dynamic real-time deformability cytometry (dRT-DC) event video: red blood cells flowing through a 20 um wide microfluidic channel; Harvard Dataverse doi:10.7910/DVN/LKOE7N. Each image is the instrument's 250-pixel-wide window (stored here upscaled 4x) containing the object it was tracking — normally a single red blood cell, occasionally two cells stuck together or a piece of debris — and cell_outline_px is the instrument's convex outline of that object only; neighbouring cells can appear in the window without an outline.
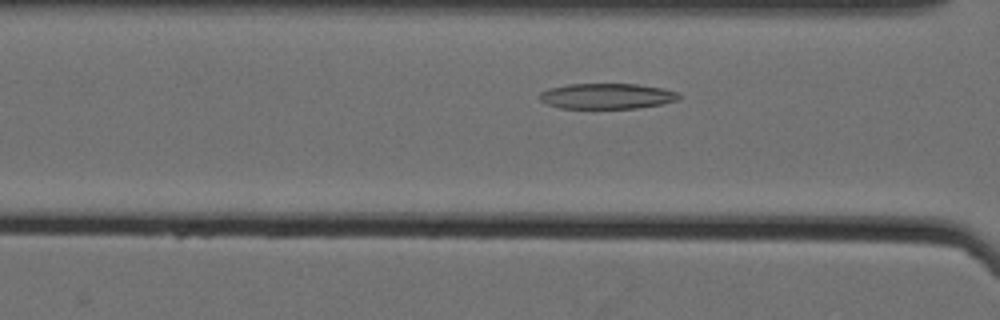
{"species": "Egyptian fruit bat (a non-hibernating species)", "species_latin": "Rousettus aegyptiacus", "temperature_condition": "cold", "stored_images_in_passage": 41, "camera_frame_rate_fps": 3000, "um_per_image_px": 0.085, "animal": {"sex": "female"}, "frame": {"image": 1, "passage_image": 14, "time_ms": 4.333, "image_size_px": [1000, 320], "cell_outline_px": [[680, 100], [664, 104], [640, 108], [560, 108], [548, 104], [540, 100], [540, 92], [548, 88], [568, 84], [636, 84], [664, 88], [676, 92], [680, 96]], "centroid_in_image_um": [51.62, 8.17], "position_along_channel_um": 115.0, "area_um2": 20.87}}
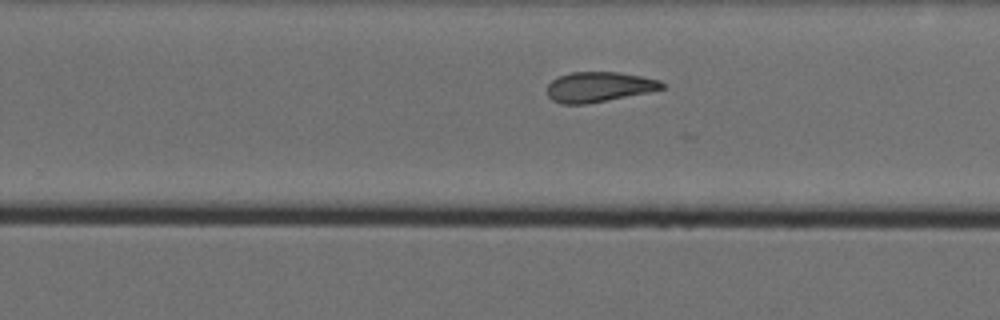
{"frame": {"image": 2, "passage_image": 28, "time_ms": 9.0, "image_size_px": [1000, 320], "cell_outline_px": [[664, 88], [652, 92], [588, 104], [560, 104], [552, 100], [548, 96], [548, 84], [552, 80], [560, 76], [572, 72], [616, 72], [640, 76], [660, 80], [664, 84]], "centroid_in_image_um": [50.92, 7.4], "position_along_channel_um": 278.9, "area_um2": 20.23}}
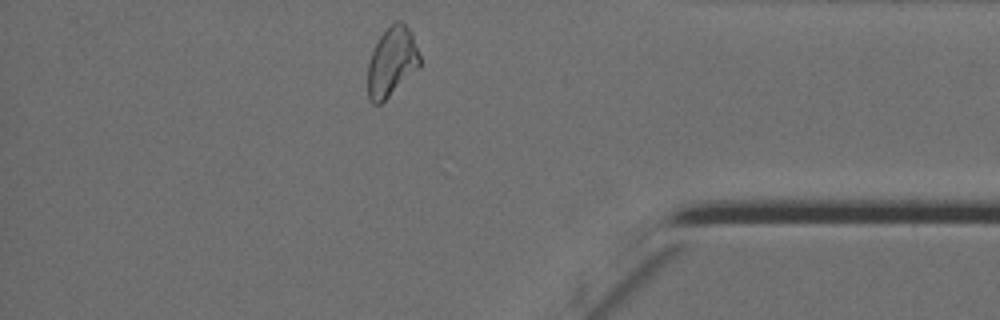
{"frame": {"image": 3, "passage_image": 40, "time_ms": 13.0, "image_size_px": [1000, 320], "cell_outline_px": [[420, 68], [380, 104], [372, 104], [368, 100], [368, 64], [372, 52], [380, 36], [396, 20], [400, 20], [412, 32], [420, 56]], "centroid_in_image_um": [33.32, 5.28], "position_along_channel_um": 401.9, "area_um2": 20.98}, "authors_computed_cell_mechanics": {"area_um2": 21.386, "velocity_mm_per_s": 3.5181, "shape_relaxation_time_tau1_ms": null, "shape_relaxation_time_tau2_ms": 2.1425, "deformation_change_tau1": null, "deformation_change_tau2": 0.0927}}